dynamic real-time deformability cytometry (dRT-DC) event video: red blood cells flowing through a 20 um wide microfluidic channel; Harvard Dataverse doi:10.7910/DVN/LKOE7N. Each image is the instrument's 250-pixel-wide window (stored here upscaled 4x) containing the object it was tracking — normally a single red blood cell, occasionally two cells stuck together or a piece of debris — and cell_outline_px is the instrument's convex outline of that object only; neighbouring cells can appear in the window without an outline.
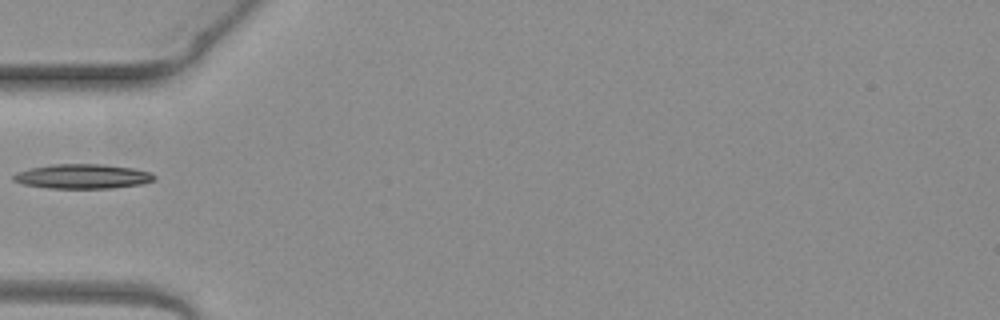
{"species": "common noctule bat (a hibernating species)", "species_latin": "Nyctalus noctula", "temperature_condition": "warm", "stored_images_in_passage": 1, "camera_frame_rate_fps": 3000, "um_per_image_px": 0.085, "animal": {"sex": "female", "body_mass_g": 19.3, "forearm_length_mm": 54.1}, "frame": {"image": 1, "passage_image": 1, "time_ms": 0.0, "image_size_px": [1000, 320], "cell_outline_px": [[156, 180], [140, 184], [112, 188], [48, 188], [24, 184], [12, 180], [12, 176], [16, 172], [32, 168], [52, 164], [104, 164], [132, 168], [152, 172], [156, 176]], "centroid_in_image_um": [7.04, 14.99], "position_along_channel_um": 78.0, "area_um2": 20.17}}